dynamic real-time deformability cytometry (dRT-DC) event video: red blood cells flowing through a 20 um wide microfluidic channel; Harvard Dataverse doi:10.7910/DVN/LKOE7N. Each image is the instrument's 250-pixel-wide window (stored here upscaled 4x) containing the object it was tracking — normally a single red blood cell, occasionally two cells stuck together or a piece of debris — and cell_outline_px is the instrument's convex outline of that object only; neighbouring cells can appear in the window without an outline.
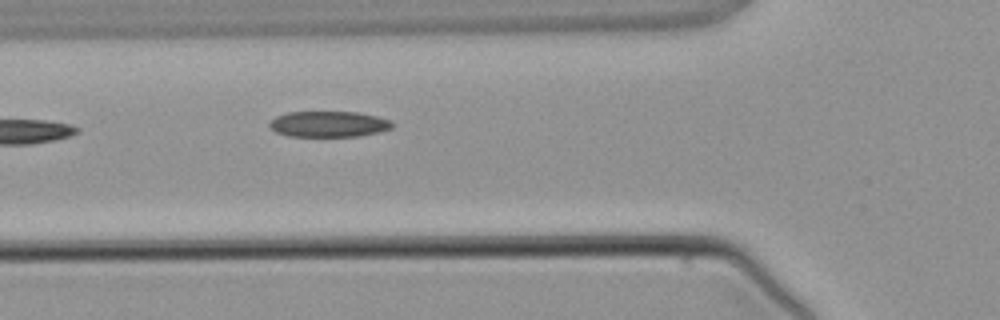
{"species": "common noctule bat (a hibernating species)", "species_latin": "Nyctalus noctula", "temperature_condition": "warm", "stored_images_in_passage": 4, "camera_frame_rate_fps": 3000, "um_per_image_px": 0.085, "animal": {"sex": "male", "body_mass_g": 21.5, "forearm_length_mm": 52.0}, "frame": {"image": 1, "passage_image": 4, "time_ms": 3.667, "image_size_px": [1000, 320], "cell_outline_px": [[392, 128], [380, 132], [360, 136], [288, 136], [276, 132], [268, 124], [276, 116], [288, 112], [360, 112], [376, 116], [388, 120], [392, 124]], "centroid_in_image_um": [27.94, 10.55], "position_along_channel_um": 97.9, "area_um2": 18.38}}